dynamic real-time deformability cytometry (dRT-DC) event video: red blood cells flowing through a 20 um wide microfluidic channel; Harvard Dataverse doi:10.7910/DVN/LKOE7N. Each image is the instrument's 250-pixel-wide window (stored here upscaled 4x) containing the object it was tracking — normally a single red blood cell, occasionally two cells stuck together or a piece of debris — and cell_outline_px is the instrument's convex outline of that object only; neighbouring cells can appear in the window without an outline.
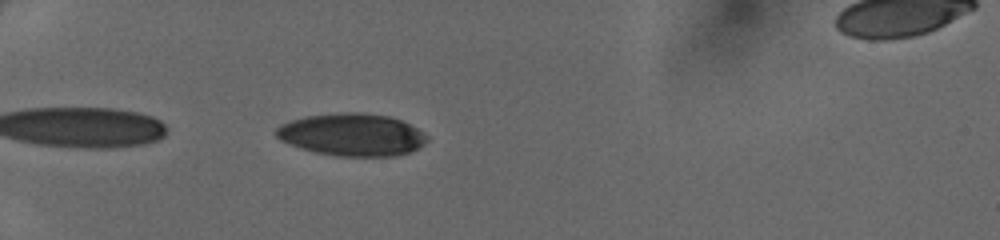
{"species": "human", "species_latin": "Homo sapiens", "temperature_condition": "cold", "stored_images_in_passage": 32, "camera_frame_rate_fps": 3000, "um_per_image_px": 0.085, "donor": {"sex": "female"}, "frame": {"image": 1, "passage_image": 2, "time_ms": 0.333, "image_size_px": [1000, 240], "cell_outline_px": [[428, 140], [420, 148], [412, 152], [396, 156], [336, 156], [316, 152], [300, 148], [280, 140], [276, 136], [276, 128], [280, 124], [292, 120], [308, 116], [340, 112], [360, 112], [388, 116], [400, 120], [416, 128], [428, 136]], "centroid_in_image_um": [29.94, 11.46], "position_along_channel_um": 55.1, "area_um2": 37.34}}
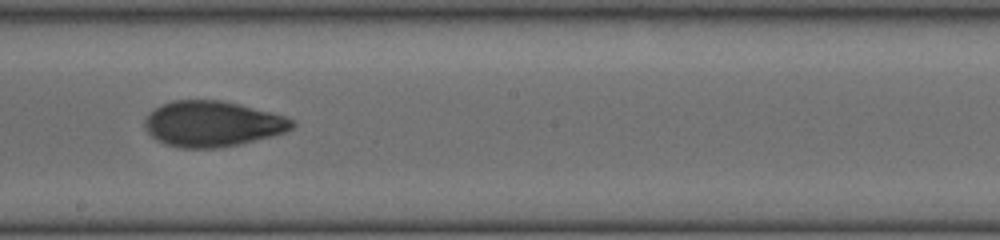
{"frame": {"image": 2, "passage_image": 16, "time_ms": 5.0, "image_size_px": [1000, 240], "cell_outline_px": [[296, 124], [292, 128], [284, 132], [272, 136], [240, 144], [220, 148], [180, 148], [164, 144], [156, 140], [144, 128], [144, 120], [156, 108], [172, 100], [220, 100], [240, 104], [284, 116], [292, 120]], "centroid_in_image_um": [18.04, 10.54], "position_along_channel_um": 230.2, "area_um2": 39.07}}
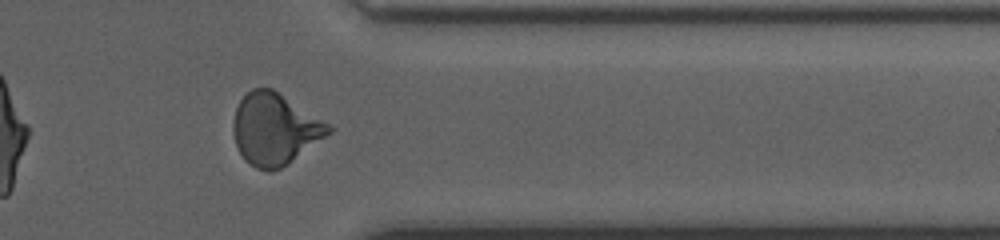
{"frame": {"image": 3, "passage_image": 27, "time_ms": 8.667, "image_size_px": [1000, 240], "cell_outline_px": [[336, 128], [332, 132], [288, 164], [272, 172], [268, 172], [256, 168], [244, 160], [236, 144], [232, 132], [232, 124], [236, 108], [240, 100], [252, 88], [272, 88]], "centroid_in_image_um": [23.35, 10.99], "position_along_channel_um": 388.0, "area_um2": 39.77}}